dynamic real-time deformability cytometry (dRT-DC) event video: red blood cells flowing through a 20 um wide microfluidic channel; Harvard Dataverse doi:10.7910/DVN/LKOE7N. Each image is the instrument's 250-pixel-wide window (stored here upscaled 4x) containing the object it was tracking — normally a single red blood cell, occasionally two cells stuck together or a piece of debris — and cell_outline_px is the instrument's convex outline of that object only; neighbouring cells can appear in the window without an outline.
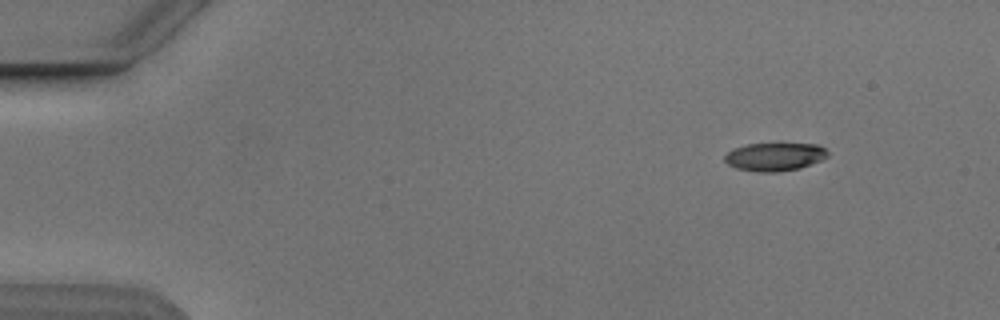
{"species": "Egyptian fruit bat (a non-hibernating species)", "species_latin": "Rousettus aegyptiacus", "temperature_condition": "cold", "stored_images_in_passage": 5, "camera_frame_rate_fps": 3000, "um_per_image_px": 0.085, "animal": {"sex": "male"}, "frame": {"image": 1, "passage_image": 1, "time_ms": 0.0, "image_size_px": [1000, 320], "cell_outline_px": [[828, 156], [820, 160], [800, 168], [780, 172], [756, 172], [736, 168], [728, 164], [724, 160], [724, 156], [732, 148], [748, 144], [820, 144], [828, 152]], "centroid_in_image_um": [65.83, 13.33], "position_along_channel_um": 19.2, "area_um2": 16.94}}
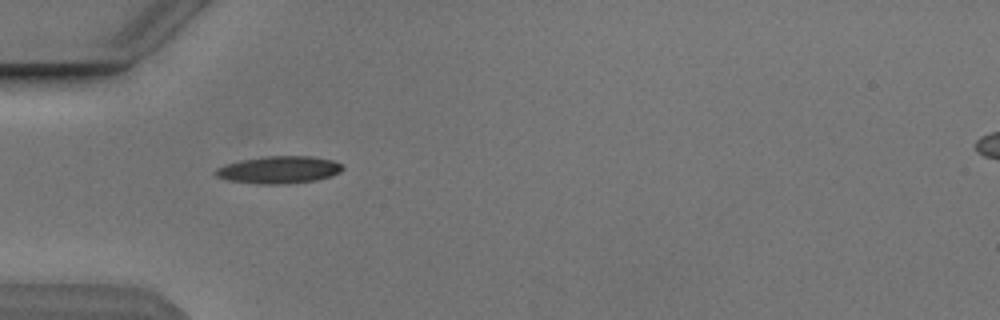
{"frame": {"image": 2, "passage_image": 4, "time_ms": 3.667, "image_size_px": [1000, 320], "cell_outline_px": [[344, 168], [340, 172], [332, 176], [316, 180], [288, 184], [260, 184], [228, 180], [216, 176], [212, 172], [216, 168], [240, 160], [264, 156], [312, 156], [332, 160], [340, 164]], "centroid_in_image_um": [23.71, 14.43], "position_along_channel_um": 61.3, "area_um2": 20.29}}
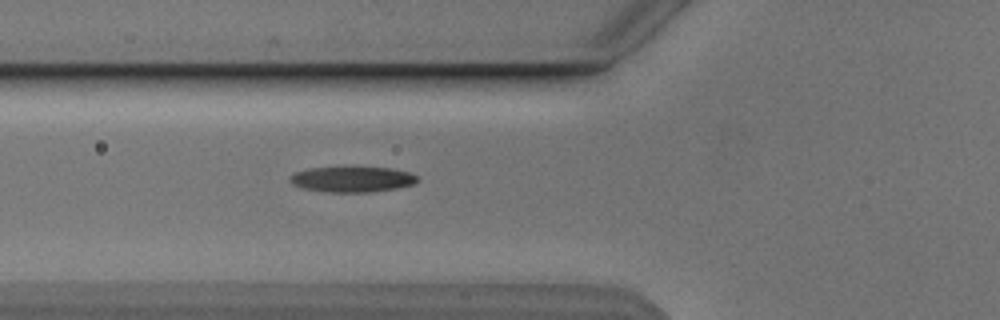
{"frame": {"image": 3, "passage_image": 5, "time_ms": 4.667, "image_size_px": [1000, 320], "cell_outline_px": [[416, 180], [412, 184], [396, 188], [368, 192], [328, 192], [304, 188], [292, 184], [288, 180], [288, 176], [296, 172], [308, 168], [392, 168], [408, 172], [416, 176]], "centroid_in_image_um": [29.87, 15.24], "position_along_channel_um": 95.9, "area_um2": 18.55}}